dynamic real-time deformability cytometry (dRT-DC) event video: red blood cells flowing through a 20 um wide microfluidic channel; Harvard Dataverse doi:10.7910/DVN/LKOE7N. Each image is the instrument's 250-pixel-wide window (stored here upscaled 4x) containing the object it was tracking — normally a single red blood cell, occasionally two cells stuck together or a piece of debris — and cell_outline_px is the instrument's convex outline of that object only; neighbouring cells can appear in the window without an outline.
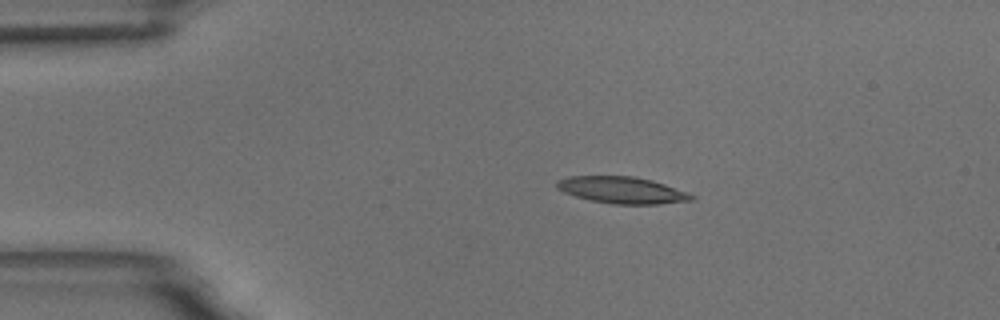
{"species": "common noctule bat (a hibernating species)", "species_latin": "Nyctalus noctula", "temperature_condition": "room temperature", "stored_images_in_passage": 8, "camera_frame_rate_fps": 3000, "um_per_image_px": 0.085, "animal": {"sex": "male", "body_mass_g": 18.8}, "frame": {"image": 1, "passage_image": 1, "time_ms": 0.0, "image_size_px": [1000, 320], "cell_outline_px": [[696, 196], [692, 200], [660, 204], [612, 204], [592, 200], [576, 196], [564, 192], [556, 188], [556, 180], [568, 176], [632, 176], [652, 180], [664, 184]], "centroid_in_image_um": [52.84, 16.15], "position_along_channel_um": 32.2, "area_um2": 20.81}}
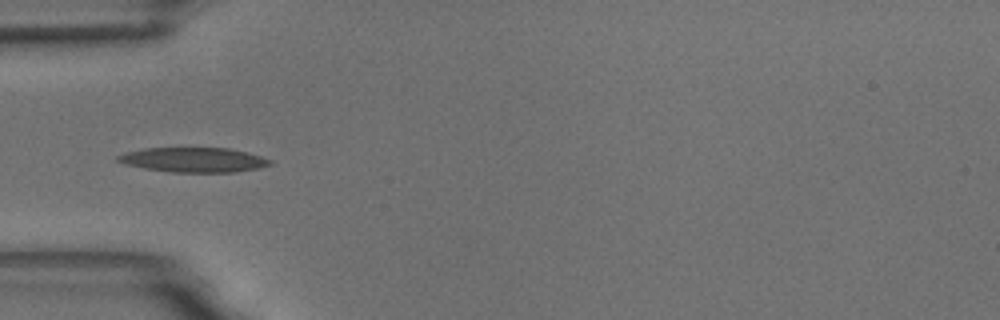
{"frame": {"image": 2, "passage_image": 3, "time_ms": 2.333, "image_size_px": [1000, 320], "cell_outline_px": [[272, 164], [260, 168], [236, 172], [168, 172], [144, 168], [124, 164], [116, 160], [116, 156], [128, 152], [144, 148], [228, 148], [260, 156], [272, 160]], "centroid_in_image_um": [16.45, 13.59], "position_along_channel_um": 68.5, "area_um2": 21.85}}
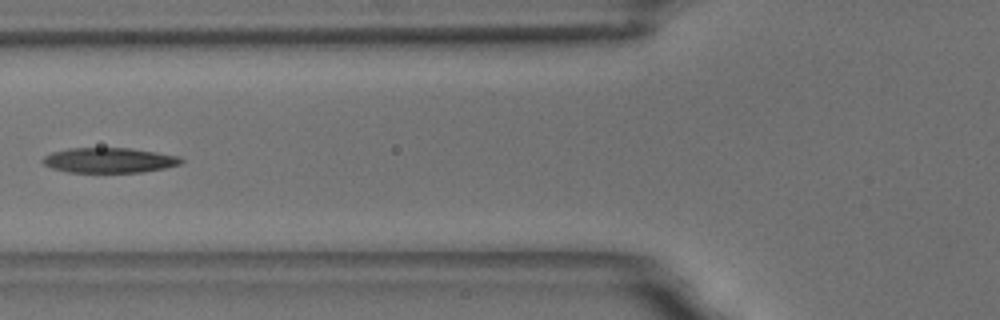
{"frame": {"image": 3, "passage_image": 4, "time_ms": 3.667, "image_size_px": [1000, 320], "cell_outline_px": [[184, 160], [180, 164], [164, 168], [144, 172], [68, 172], [52, 168], [44, 164], [40, 160], [44, 156], [52, 152], [68, 148], [132, 148], [180, 156]], "centroid_in_image_um": [9.28, 13.62], "position_along_channel_um": 116.5, "area_um2": 20.29}}